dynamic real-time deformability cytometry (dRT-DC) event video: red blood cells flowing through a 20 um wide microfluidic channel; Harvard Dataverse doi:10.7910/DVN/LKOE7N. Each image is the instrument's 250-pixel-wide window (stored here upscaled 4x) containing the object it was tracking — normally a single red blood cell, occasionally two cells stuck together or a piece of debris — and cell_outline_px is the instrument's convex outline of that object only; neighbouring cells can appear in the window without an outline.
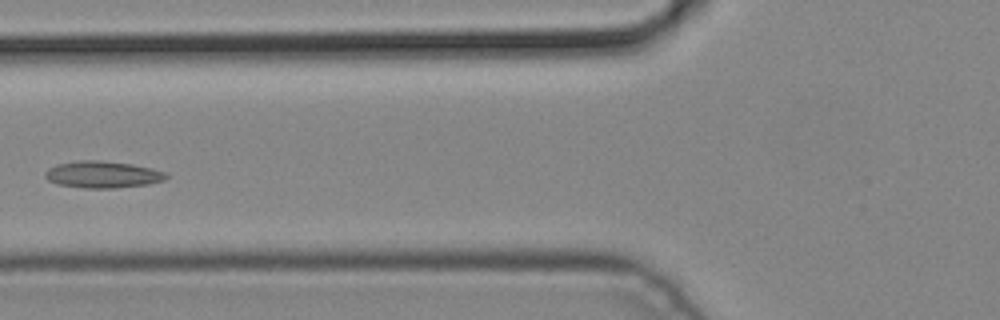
{"species": "common noctule bat (a hibernating species)", "species_latin": "Nyctalus noctula", "temperature_condition": "cold", "stored_images_in_passage": 4, "camera_frame_rate_fps": 3000, "um_per_image_px": 0.085, "animal": {"sex": "male", "body_mass_g": 19.2, "forearm_length_mm": 51.8}, "frame": {"image": 1, "passage_image": 4, "time_ms": 1.0, "image_size_px": [1000, 320], "cell_outline_px": [[168, 176], [164, 180], [148, 184], [112, 188], [84, 188], [56, 184], [48, 180], [44, 176], [44, 172], [48, 168], [56, 164], [80, 160], [100, 160], [132, 164], [152, 168], [164, 172]], "centroid_in_image_um": [8.68, 14.83], "position_along_channel_um": 117.1, "area_um2": 18.96}}